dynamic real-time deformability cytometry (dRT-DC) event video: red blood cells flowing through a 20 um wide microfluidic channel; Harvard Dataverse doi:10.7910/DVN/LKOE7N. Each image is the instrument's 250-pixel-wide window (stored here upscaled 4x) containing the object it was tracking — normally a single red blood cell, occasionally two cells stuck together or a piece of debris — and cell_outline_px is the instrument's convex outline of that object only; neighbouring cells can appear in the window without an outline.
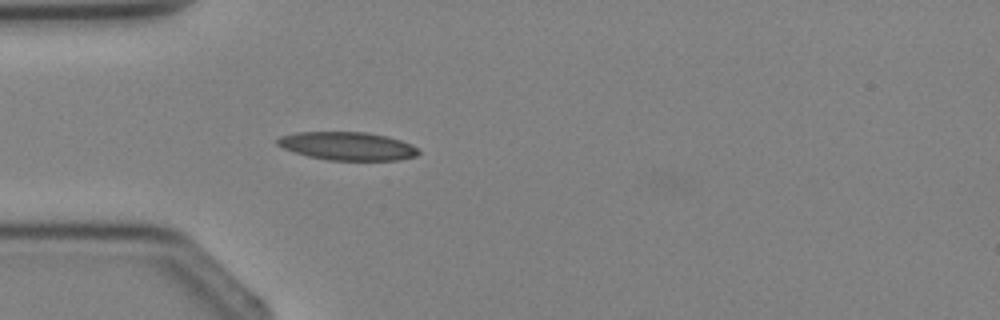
{"species": "Egyptian fruit bat (a non-hibernating species)", "species_latin": "Rousettus aegyptiacus", "temperature_condition": "cold", "stored_images_in_passage": 2, "camera_frame_rate_fps": 3000, "um_per_image_px": 0.085, "animal": {"sex": "female"}, "frame": {"image": 1, "passage_image": 2, "time_ms": 2.333, "image_size_px": [1000, 320], "cell_outline_px": [[420, 152], [416, 156], [400, 160], [328, 160], [308, 156], [284, 148], [276, 144], [276, 140], [280, 136], [296, 132], [368, 132], [388, 136], [412, 144]], "centroid_in_image_um": [29.55, 12.41], "position_along_channel_um": 55.4, "area_um2": 23.24}}